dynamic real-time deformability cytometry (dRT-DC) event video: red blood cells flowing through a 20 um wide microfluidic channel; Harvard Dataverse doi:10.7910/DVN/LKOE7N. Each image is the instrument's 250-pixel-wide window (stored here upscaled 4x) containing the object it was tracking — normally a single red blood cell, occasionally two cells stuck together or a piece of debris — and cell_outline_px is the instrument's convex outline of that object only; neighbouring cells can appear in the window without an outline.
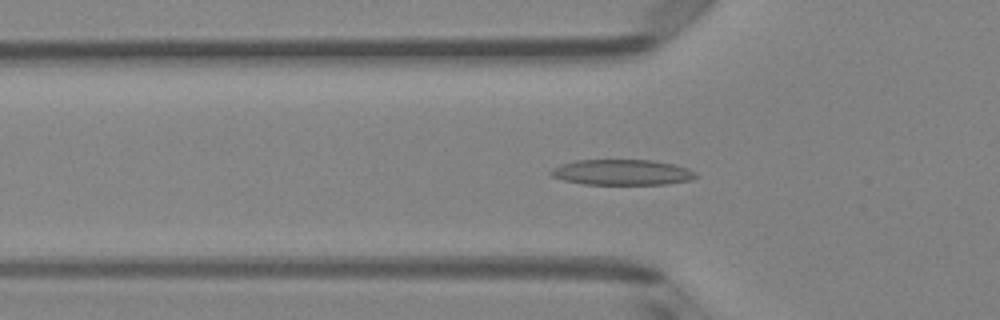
{"species": "Egyptian fruit bat (a non-hibernating species)", "species_latin": "Rousettus aegyptiacus", "temperature_condition": "room temperature", "stored_images_in_passage": 50, "camera_frame_rate_fps": 3000, "um_per_image_px": 0.085, "animal": {"sex": "female"}, "frame": {"image": 1, "passage_image": 16, "time_ms": 5.0, "image_size_px": [1000, 320], "cell_outline_px": [[700, 176], [688, 180], [664, 184], [584, 184], [564, 180], [552, 176], [548, 172], [552, 168], [560, 164], [576, 160], [652, 160], [672, 164], [688, 168], [696, 172]], "centroid_in_image_um": [52.86, 14.64], "position_along_channel_um": 72.9, "area_um2": 21.56}}
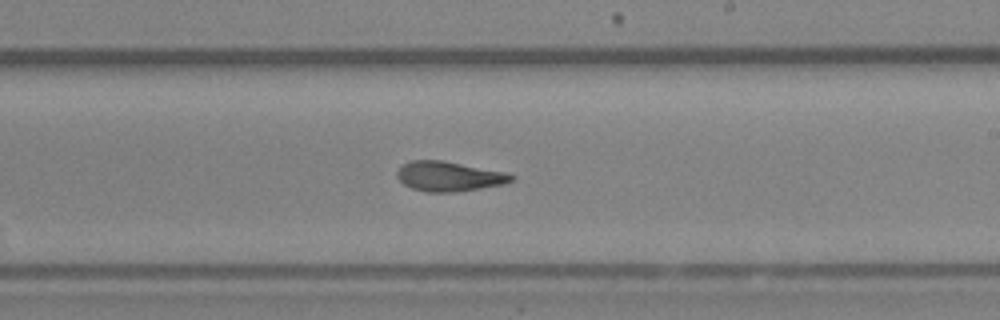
{"frame": {"image": 2, "passage_image": 29, "time_ms": 9.333, "image_size_px": [1000, 320], "cell_outline_px": [[516, 176], [512, 180], [504, 184], [480, 188], [452, 192], [428, 192], [412, 188], [404, 184], [396, 176], [396, 172], [404, 164], [412, 160], [444, 160], [504, 172]], "centroid_in_image_um": [38.15, 14.98], "position_along_channel_um": 250.8, "area_um2": 19.65}}
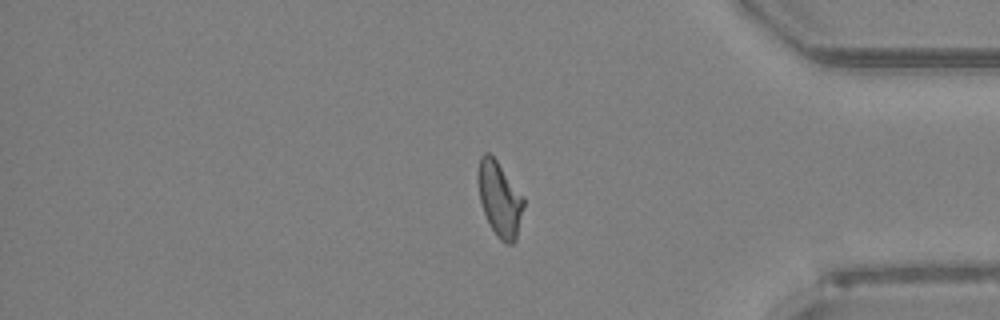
{"frame": {"image": 3, "passage_image": 41, "time_ms": 13.333, "image_size_px": [1000, 320], "cell_outline_px": [[524, 204], [516, 240], [512, 244], [504, 244], [496, 236], [484, 212], [480, 200], [476, 176], [476, 172], [480, 156], [484, 152], [488, 152], [496, 160], [524, 196]], "centroid_in_image_um": [42.45, 16.9], "position_along_channel_um": 392.7, "area_um2": 20.0}, "authors_computed_cell_mechanics": {"area_um2": 20.0277, "velocity_mm_per_s": 4.1163, "shape_relaxation_time_tau1_ms": 6.5746, "shape_relaxation_time_tau2_ms": 2.0945, "deformation_change_tau1": 0.2173, "deformation_change_tau2": 0.1046}}